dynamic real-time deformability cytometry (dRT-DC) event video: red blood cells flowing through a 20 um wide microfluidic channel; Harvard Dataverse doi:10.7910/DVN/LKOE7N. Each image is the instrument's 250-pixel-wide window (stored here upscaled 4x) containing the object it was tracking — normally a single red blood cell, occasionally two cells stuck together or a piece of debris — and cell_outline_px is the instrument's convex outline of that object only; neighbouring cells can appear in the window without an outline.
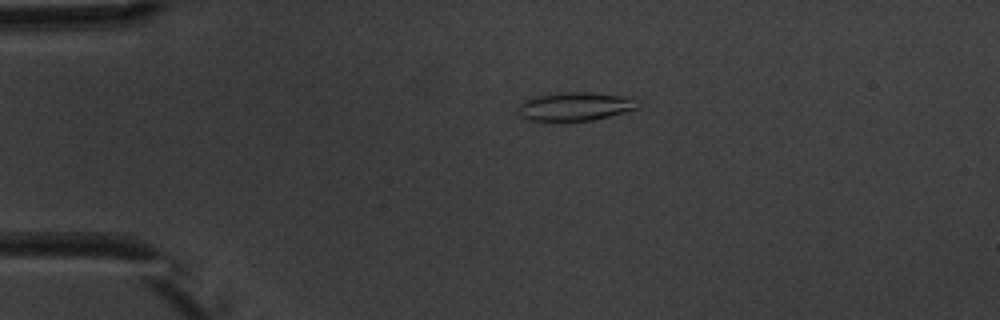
{"species": "common noctule bat (a hibernating species)", "species_latin": "Nyctalus noctula", "temperature_condition": "warm", "stored_images_in_passage": 2, "camera_frame_rate_fps": 3000, "um_per_image_px": 0.085, "animal": {"sex": "male", "body_mass_g": 20.1, "forearm_length_mm": 53.5}, "frame": {"image": 1, "passage_image": 1, "time_ms": 0.0, "image_size_px": [1000, 320], "cell_outline_px": [[640, 108], [592, 120], [528, 120], [520, 116], [520, 104], [524, 100], [536, 96], [564, 92], [588, 92], [628, 96]], "centroid_in_image_um": [48.88, 9.03], "position_along_channel_um": 36.1, "area_um2": 19.42}}